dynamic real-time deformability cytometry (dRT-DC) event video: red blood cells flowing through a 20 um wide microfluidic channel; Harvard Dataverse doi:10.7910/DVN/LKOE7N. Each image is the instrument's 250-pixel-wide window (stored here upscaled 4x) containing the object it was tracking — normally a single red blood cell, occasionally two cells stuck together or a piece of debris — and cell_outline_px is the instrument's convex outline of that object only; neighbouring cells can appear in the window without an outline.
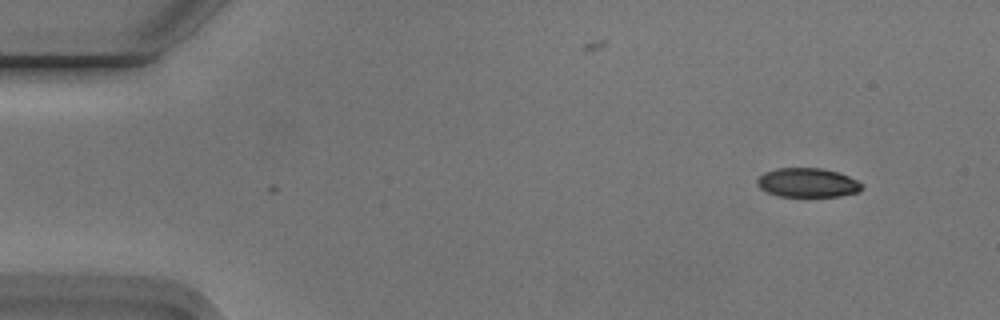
{"species": "Egyptian fruit bat (a non-hibernating species)", "species_latin": "Rousettus aegyptiacus", "temperature_condition": "cold", "stored_images_in_passage": 50, "camera_frame_rate_fps": 3000, "um_per_image_px": 0.085, "animal": {"sex": "male"}, "frame": {"image": 1, "passage_image": 1, "time_ms": 0.0, "image_size_px": [1000, 320], "cell_outline_px": [[864, 184], [860, 192], [840, 196], [776, 196], [760, 188], [756, 184], [756, 180], [764, 172], [776, 168], [820, 168], [836, 172], [848, 176]], "centroid_in_image_um": [68.64, 15.53], "position_along_channel_um": 16.4, "area_um2": 17.8}}
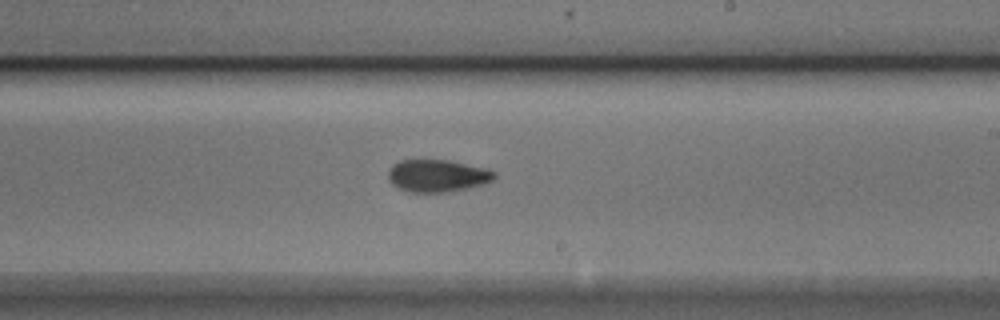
{"frame": {"image": 2, "passage_image": 28, "time_ms": 9.0, "image_size_px": [1000, 320], "cell_outline_px": [[496, 176], [492, 180], [484, 184], [468, 188], [444, 192], [408, 192], [396, 188], [388, 180], [388, 168], [392, 164], [400, 160], [448, 160], [484, 168], [496, 172]], "centroid_in_image_um": [37.12, 14.94], "position_along_channel_um": 251.9, "area_um2": 20.11}}
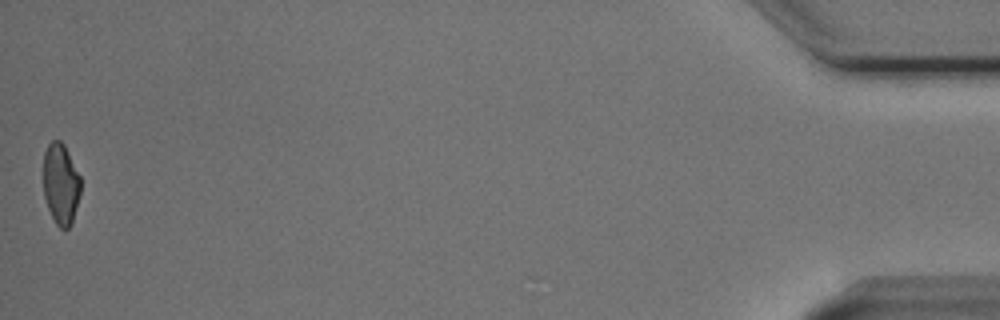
{"frame": {"image": 3, "passage_image": 50, "time_ms": 16.333, "image_size_px": [1000, 320], "cell_outline_px": [[80, 192], [72, 224], [68, 228], [60, 228], [56, 224], [48, 208], [44, 196], [44, 152], [48, 144], [52, 140], [60, 140], [64, 144], [80, 176]], "centroid_in_image_um": [5.17, 15.63], "position_along_channel_um": 430.0, "area_um2": 17.51}, "authors_computed_cell_mechanics": {"area_um2": 19.4786, "velocity_mm_per_s": 3.7734, "shape_relaxation_time_tau1_ms": 3.9969, "shape_relaxation_time_tau2_ms": 2.806, "deformation_change_tau1": 0.1296, "deformation_change_tau2": 0.0794}}